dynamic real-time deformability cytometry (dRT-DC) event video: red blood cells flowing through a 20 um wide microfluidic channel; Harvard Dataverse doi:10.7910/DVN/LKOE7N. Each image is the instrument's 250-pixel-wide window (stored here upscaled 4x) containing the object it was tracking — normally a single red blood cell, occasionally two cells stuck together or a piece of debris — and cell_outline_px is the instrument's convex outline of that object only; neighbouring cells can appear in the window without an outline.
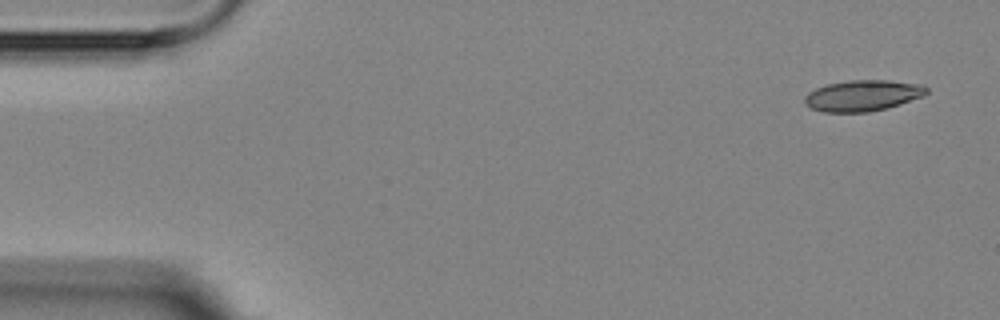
{"species": "Egyptian fruit bat (a non-hibernating species)", "species_latin": "Rousettus aegyptiacus", "temperature_condition": "room temperature", "stored_images_in_passage": 4, "camera_frame_rate_fps": 3000, "um_per_image_px": 0.085, "animal": {"sex": "female"}, "frame": {"image": 1, "passage_image": 1, "time_ms": 0.0, "image_size_px": [1000, 320], "cell_outline_px": [[928, 92], [924, 96], [900, 104], [868, 112], [824, 112], [812, 108], [804, 104], [804, 96], [808, 92], [816, 88], [828, 84], [848, 80], [888, 80], [924, 84], [928, 88]], "centroid_in_image_um": [73.35, 8.11], "position_along_channel_um": 11.7, "area_um2": 22.14}}